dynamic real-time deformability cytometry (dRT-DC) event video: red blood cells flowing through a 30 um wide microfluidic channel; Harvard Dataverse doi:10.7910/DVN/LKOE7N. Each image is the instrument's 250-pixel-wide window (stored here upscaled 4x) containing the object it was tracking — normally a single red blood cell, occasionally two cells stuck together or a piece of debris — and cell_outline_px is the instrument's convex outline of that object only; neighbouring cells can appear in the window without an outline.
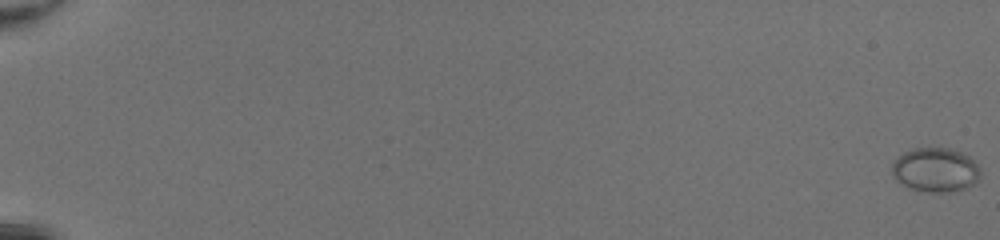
{"species": "common noctule bat (a hibernating species)", "species_latin": "Nyctalus noctula", "temperature_condition": "room temperature", "stored_images_in_passage": 52, "camera_frame_rate_fps": 3000, "um_per_image_px": 0.085, "animal": {"sex": "female", "body_mass_g": 20.0, "forearm_length_mm": 54.0}, "frame": {"image": 1, "passage_image": 1, "time_ms": 0.0, "image_size_px": [1000, 240], "cell_outline_px": [[980, 176], [972, 184], [956, 192], [924, 192], [908, 188], [896, 180], [892, 172], [892, 160], [904, 152], [912, 148], [948, 148], [960, 152], [968, 156], [980, 168]], "centroid_in_image_um": [79.47, 14.45], "position_along_channel_um": 5.5, "area_um2": 22.89}}
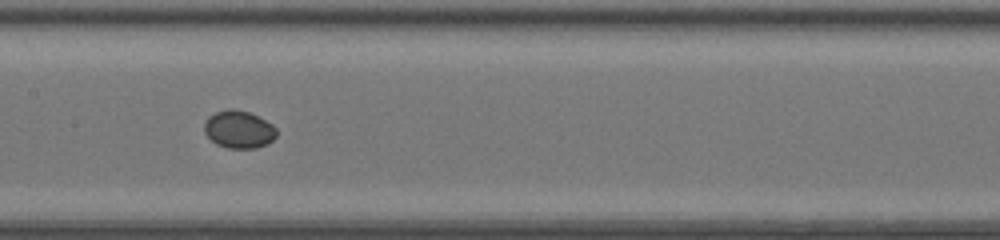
{"frame": {"image": 2, "passage_image": 30, "time_ms": 9.667, "image_size_px": [1000, 240], "cell_outline_px": [[276, 136], [268, 144], [256, 148], [228, 148], [216, 144], [204, 132], [204, 124], [208, 116], [216, 112], [228, 108], [232, 108], [248, 112], [272, 124], [276, 128]], "centroid_in_image_um": [20.29, 11.0], "position_along_channel_um": 187.1, "area_um2": 15.78}}
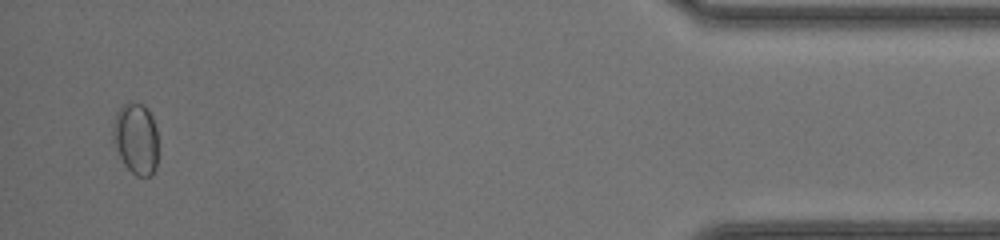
{"frame": {"image": 3, "passage_image": 51, "time_ms": 16.667, "image_size_px": [1000, 240], "cell_outline_px": [[156, 168], [152, 176], [136, 176], [124, 164], [112, 140], [112, 128], [116, 112], [124, 104], [144, 104], [148, 108], [152, 116], [156, 128]], "centroid_in_image_um": [11.54, 11.79], "position_along_channel_um": 423.7, "area_um2": 18.67}, "authors_computed_cell_mechanics": {"area_um2": 16.3285, "velocity_mm_per_s": 4.2731, "shape_relaxation_time_tau1_ms": 5.5467, "shape_relaxation_time_tau2_ms": null, "deformation_change_tau1": 0.0579, "deformation_change_tau2": null}}